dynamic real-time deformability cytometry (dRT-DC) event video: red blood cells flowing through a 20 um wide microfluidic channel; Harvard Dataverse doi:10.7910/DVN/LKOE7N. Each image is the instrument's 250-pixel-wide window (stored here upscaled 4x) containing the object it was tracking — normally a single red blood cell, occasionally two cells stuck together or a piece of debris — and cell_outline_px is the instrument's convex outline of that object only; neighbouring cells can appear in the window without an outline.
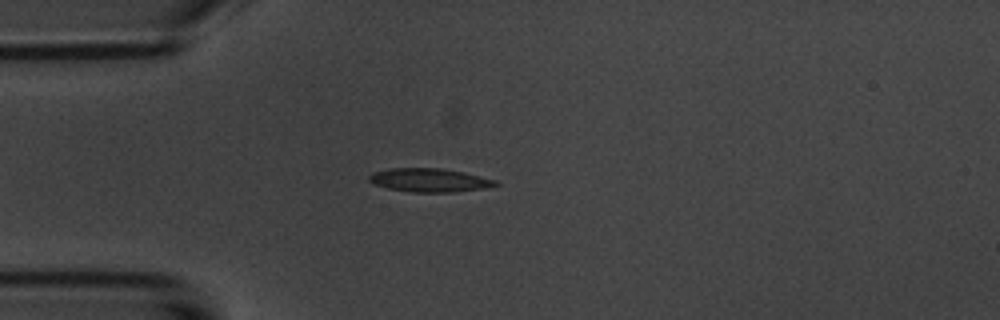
{"species": "common noctule bat (a hibernating species)", "species_latin": "Nyctalus noctula", "temperature_condition": "room temperature", "stored_images_in_passage": 2, "camera_frame_rate_fps": 3000, "um_per_image_px": 0.085, "animal": {"sex": "male", "body_mass_g": 20.1, "forearm_length_mm": 53.5}, "frame": {"image": 1, "passage_image": 2, "time_ms": 1.0, "image_size_px": [1000, 320], "cell_outline_px": [[500, 184], [484, 188], [452, 192], [412, 192], [388, 188], [372, 184], [368, 180], [368, 176], [372, 172], [388, 168], [440, 168], [464, 172], [496, 180]], "centroid_in_image_um": [36.46, 15.3], "position_along_channel_um": 48.5, "area_um2": 17.4}}